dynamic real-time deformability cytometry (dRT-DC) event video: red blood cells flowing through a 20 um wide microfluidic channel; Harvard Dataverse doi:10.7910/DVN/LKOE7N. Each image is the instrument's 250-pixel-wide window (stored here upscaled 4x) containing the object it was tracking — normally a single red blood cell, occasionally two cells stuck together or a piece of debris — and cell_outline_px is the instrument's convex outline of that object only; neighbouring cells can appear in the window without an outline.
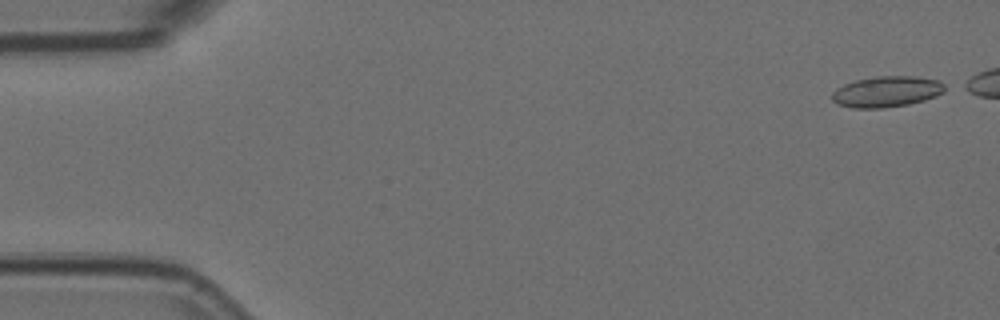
{"species": "Egyptian fruit bat (a non-hibernating species)", "species_latin": "Rousettus aegyptiacus", "temperature_condition": "room temperature", "stored_images_in_passage": 6, "camera_frame_rate_fps": 3000, "um_per_image_px": 0.085, "animal": {"sex": "female"}, "frame": {"image": 1, "passage_image": 1, "time_ms": 0.0, "image_size_px": [1000, 320], "cell_outline_px": [[948, 84], [944, 92], [936, 96], [924, 100], [908, 104], [880, 108], [852, 108], [836, 104], [832, 100], [832, 92], [836, 88], [844, 84], [856, 80], [876, 76], [916, 76], [940, 80]], "centroid_in_image_um": [75.39, 7.78], "position_along_channel_um": 9.6, "area_um2": 20.58}}
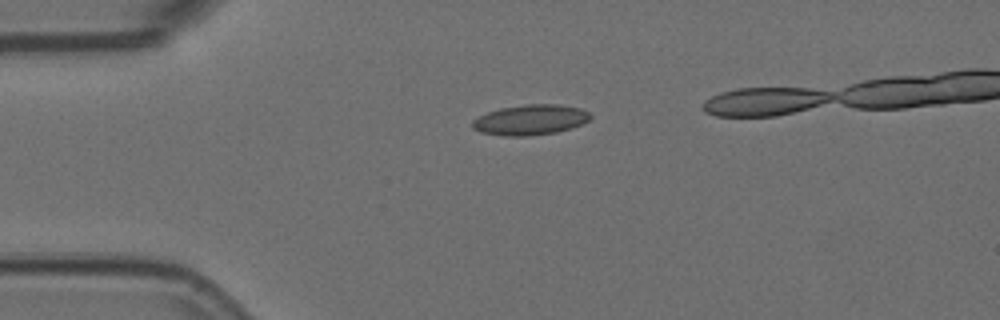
{"frame": {"image": 2, "passage_image": 4, "time_ms": 1.0, "image_size_px": [1000, 320], "cell_outline_px": [[592, 116], [588, 120], [572, 128], [556, 132], [528, 136], [504, 136], [480, 132], [472, 128], [472, 120], [488, 112], [500, 108], [528, 104], [556, 104], [580, 108], [588, 112]], "centroid_in_image_um": [45.06, 10.19], "position_along_channel_um": 39.9, "area_um2": 20.75}}